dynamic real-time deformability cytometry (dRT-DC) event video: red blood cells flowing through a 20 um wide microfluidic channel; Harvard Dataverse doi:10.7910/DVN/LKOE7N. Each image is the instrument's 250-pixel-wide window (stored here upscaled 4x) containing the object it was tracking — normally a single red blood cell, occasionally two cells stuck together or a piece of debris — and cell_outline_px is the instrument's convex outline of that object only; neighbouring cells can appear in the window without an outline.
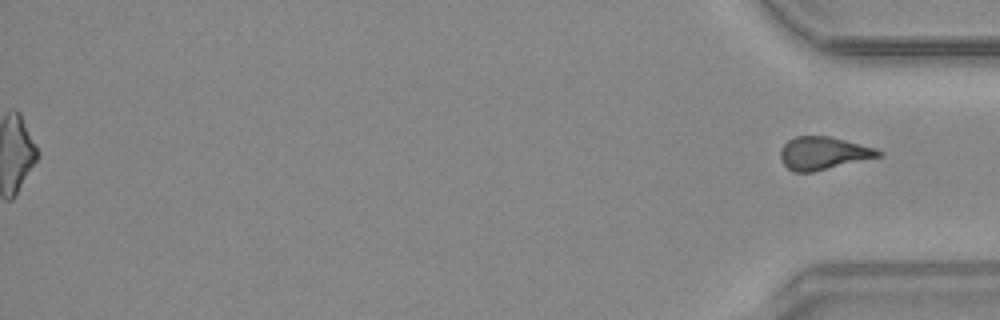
{"species": "common noctule bat (a hibernating species)", "species_latin": "Nyctalus noctula", "temperature_condition": "warm", "stored_images_in_passage": 54, "segment_of_instrument_passage": [2, 2], "camera_frame_rate_fps": 3000, "um_per_image_px": 0.085, "animal": {"sex": "male", "body_mass_g": 20.4}, "frame": {"image": 1, "passage_image": 54, "time_ms": 17.667, "image_size_px": [1000, 320], "cell_outline_px": [[884, 152], [880, 156], [812, 172], [792, 172], [780, 160], [780, 148], [788, 140], [796, 136], [828, 136], [876, 148]], "centroid_in_image_um": [69.94, 13.02], "position_along_channel_um": 365.3, "area_um2": 18.61}}